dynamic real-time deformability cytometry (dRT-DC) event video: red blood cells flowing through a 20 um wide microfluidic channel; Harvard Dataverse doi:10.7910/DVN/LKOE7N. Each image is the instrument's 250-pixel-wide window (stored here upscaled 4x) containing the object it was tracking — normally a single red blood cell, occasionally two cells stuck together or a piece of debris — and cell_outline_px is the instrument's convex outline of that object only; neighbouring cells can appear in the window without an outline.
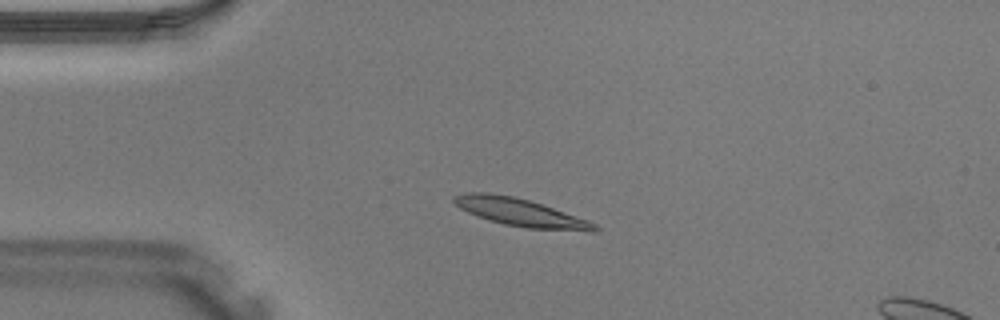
{"species": "Egyptian fruit bat (a non-hibernating species)", "species_latin": "Rousettus aegyptiacus", "temperature_condition": "warm", "stored_images_in_passage": 33, "camera_frame_rate_fps": 3000, "um_per_image_px": 0.085, "animal": {"sex": "male"}, "frame": {"image": 1, "passage_image": 1, "time_ms": 0.0, "image_size_px": [1000, 320], "cell_outline_px": [[600, 228], [596, 232], [592, 232], [528, 228], [504, 224], [476, 216], [460, 208], [452, 200], [452, 196], [464, 192], [488, 192], [512, 196], [528, 200], [588, 220], [596, 224]], "centroid_in_image_um": [44.23, 18.06], "position_along_channel_um": 40.8, "area_um2": 22.66}}
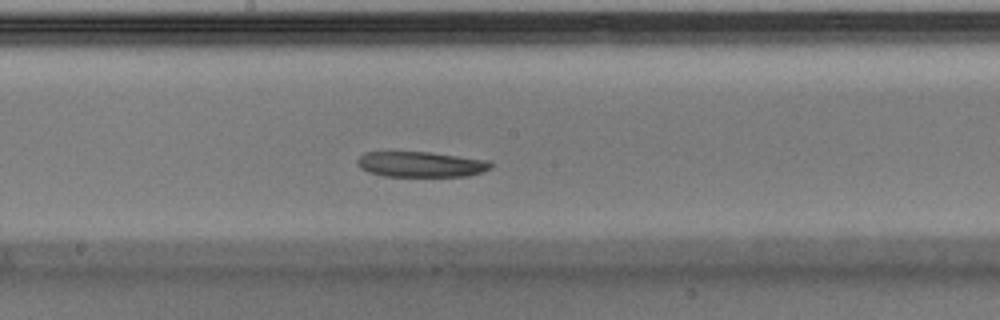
{"frame": {"image": 2, "passage_image": 13, "time_ms": 4.0, "image_size_px": [1000, 320], "cell_outline_px": [[492, 168], [468, 176], [384, 176], [368, 172], [360, 168], [356, 164], [356, 160], [364, 152], [432, 152], [492, 160]], "centroid_in_image_um": [35.79, 13.96], "position_along_channel_um": 212.4, "area_um2": 20.06}}
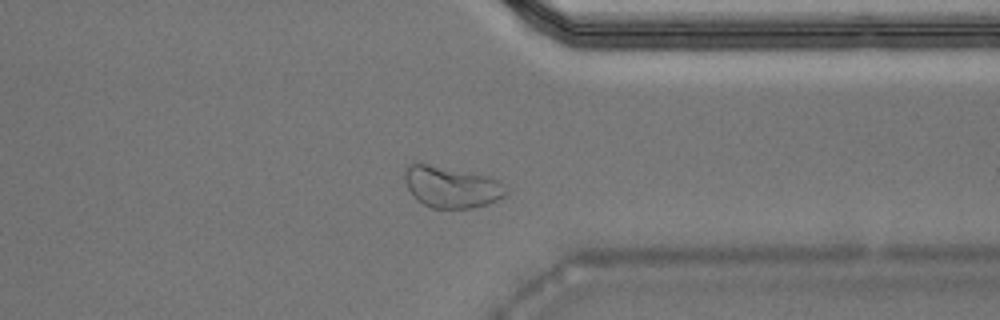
{"frame": {"image": 3, "passage_image": 23, "time_ms": 7.333, "image_size_px": [1000, 320], "cell_outline_px": [[508, 192], [504, 196], [488, 204], [472, 208], [432, 208], [416, 200], [412, 196], [404, 180], [404, 168], [408, 164], [416, 160], [488, 176], [496, 180], [508, 188]], "centroid_in_image_um": [38.31, 15.85], "position_along_channel_um": 373.1, "area_um2": 25.03}}